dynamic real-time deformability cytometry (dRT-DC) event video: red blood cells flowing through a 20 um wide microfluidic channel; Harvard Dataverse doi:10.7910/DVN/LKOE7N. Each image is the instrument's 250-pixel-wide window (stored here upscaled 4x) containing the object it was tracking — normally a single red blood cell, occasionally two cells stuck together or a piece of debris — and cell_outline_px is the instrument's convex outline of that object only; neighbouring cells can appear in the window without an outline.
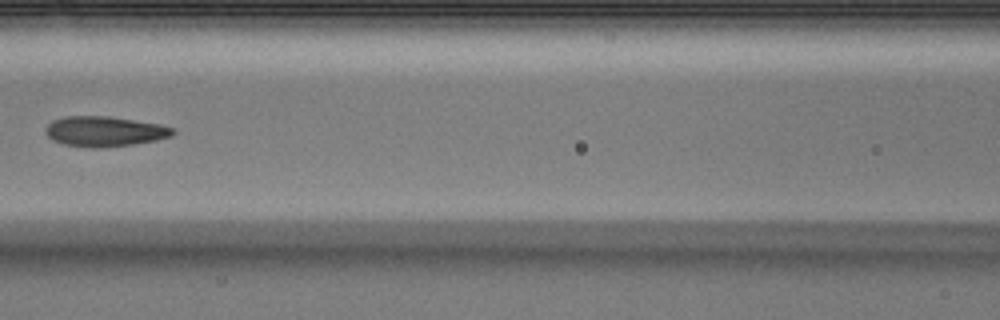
{"species": "Egyptian fruit bat (a non-hibernating species)", "species_latin": "Rousettus aegyptiacus", "temperature_condition": "warm", "stored_images_in_passage": 5, "camera_frame_rate_fps": 3000, "um_per_image_px": 0.085, "animal": {"sex": "male"}, "frame": {"image": 1, "passage_image": 5, "time_ms": 1.333, "image_size_px": [1000, 320], "cell_outline_px": [[176, 132], [172, 136], [156, 140], [132, 144], [100, 148], [92, 148], [64, 144], [52, 140], [44, 132], [44, 128], [52, 120], [64, 116], [108, 116], [160, 124], [176, 128]], "centroid_in_image_um": [8.88, 11.16], "position_along_channel_um": 157.7, "area_um2": 22.54}}